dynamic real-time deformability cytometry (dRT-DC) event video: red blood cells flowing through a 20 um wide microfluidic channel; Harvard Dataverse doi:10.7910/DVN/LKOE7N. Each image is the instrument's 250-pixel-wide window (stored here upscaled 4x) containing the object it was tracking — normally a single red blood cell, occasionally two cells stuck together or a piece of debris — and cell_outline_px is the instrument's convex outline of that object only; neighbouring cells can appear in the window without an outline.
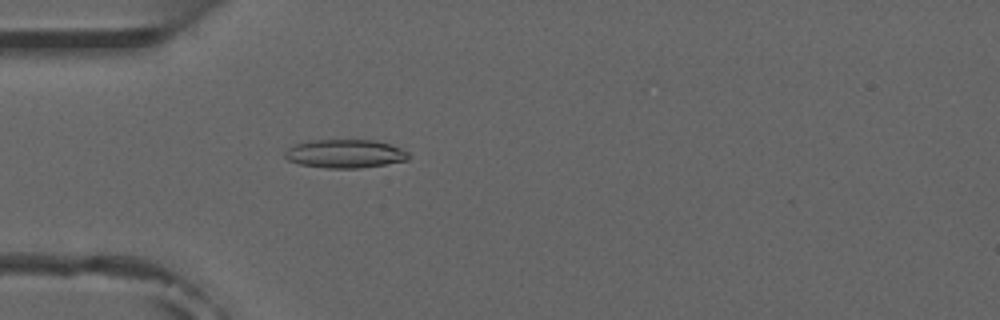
{"species": "common noctule bat (a hibernating species)", "species_latin": "Nyctalus noctula", "temperature_condition": "room temperature", "stored_images_in_passage": 19, "camera_frame_rate_fps": 3000, "um_per_image_px": 0.085, "animal": {"sex": "male", "forearm_length_mm": 52.5}, "frame": {"image": 1, "passage_image": 16, "time_ms": 5.0, "image_size_px": [1000, 320], "cell_outline_px": [[408, 160], [384, 164], [356, 168], [328, 168], [300, 164], [288, 160], [284, 156], [284, 152], [288, 148], [296, 144], [308, 140], [376, 140], [400, 148], [408, 152]], "centroid_in_image_um": [29.3, 13.06], "position_along_channel_um": 55.7, "area_um2": 20.35}}